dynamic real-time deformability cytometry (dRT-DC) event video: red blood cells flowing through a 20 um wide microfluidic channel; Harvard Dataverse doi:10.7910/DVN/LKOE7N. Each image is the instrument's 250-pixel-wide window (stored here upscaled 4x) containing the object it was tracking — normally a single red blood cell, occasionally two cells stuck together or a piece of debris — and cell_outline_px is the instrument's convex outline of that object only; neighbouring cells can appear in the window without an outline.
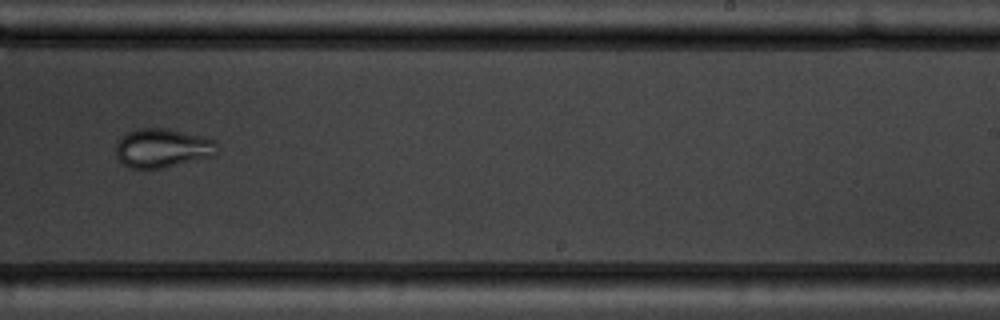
{"species": "common noctule bat (a hibernating species)", "species_latin": "Nyctalus noctula", "temperature_condition": "warm", "stored_images_in_passage": 7, "camera_frame_rate_fps": 3000, "um_per_image_px": 0.085, "animal": {"sex": "male", "body_mass_g": 19.5, "forearm_length_mm": 54.6}, "frame": {"image": 1, "passage_image": 7, "time_ms": 7.0, "image_size_px": [1000, 320], "cell_outline_px": [[216, 156], [164, 168], [128, 168], [116, 156], [116, 144], [128, 132], [140, 128], [168, 128], [204, 136], [216, 140]], "centroid_in_image_um": [13.85, 12.59], "position_along_channel_um": 275.1, "area_um2": 23.18}}